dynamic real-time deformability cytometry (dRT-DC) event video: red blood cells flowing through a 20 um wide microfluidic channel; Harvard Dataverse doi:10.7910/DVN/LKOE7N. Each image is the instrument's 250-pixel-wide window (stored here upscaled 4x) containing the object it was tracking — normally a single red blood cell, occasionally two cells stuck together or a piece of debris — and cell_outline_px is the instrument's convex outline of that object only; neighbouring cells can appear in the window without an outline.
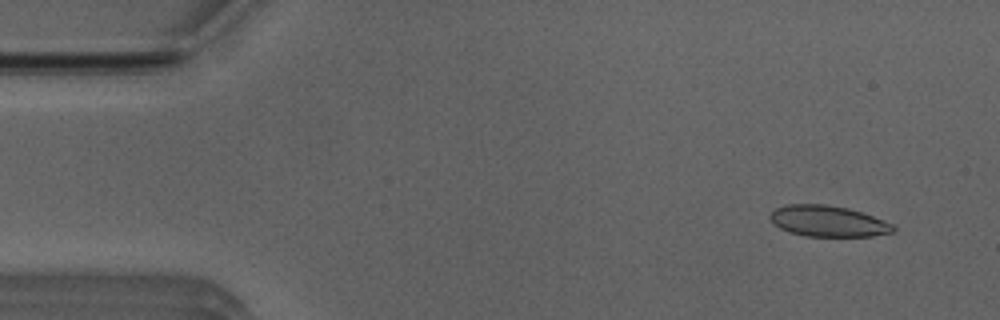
{"species": "Egyptian fruit bat (a non-hibernating species)", "species_latin": "Rousettus aegyptiacus", "temperature_condition": "room temperature", "stored_images_in_passage": 52, "camera_frame_rate_fps": 3000, "um_per_image_px": 0.085, "animal": {"sex": "male"}, "frame": {"image": 1, "passage_image": 4, "time_ms": 1.0, "image_size_px": [1000, 320], "cell_outline_px": [[896, 232], [872, 236], [804, 236], [788, 232], [772, 224], [768, 216], [776, 208], [788, 204], [828, 204], [848, 208], [896, 224]], "centroid_in_image_um": [70.39, 18.8], "position_along_channel_um": 14.6, "area_um2": 22.54}}
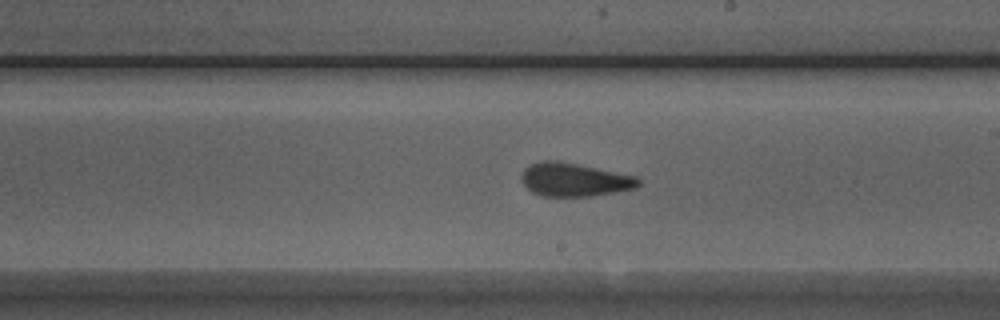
{"frame": {"image": 2, "passage_image": 29, "time_ms": 9.333, "image_size_px": [1000, 320], "cell_outline_px": [[640, 184], [636, 188], [592, 196], [544, 196], [532, 192], [520, 180], [520, 176], [524, 168], [532, 164], [544, 160], [556, 160], [636, 176], [640, 180]], "centroid_in_image_um": [48.8, 15.27], "position_along_channel_um": 240.2, "area_um2": 22.6}}
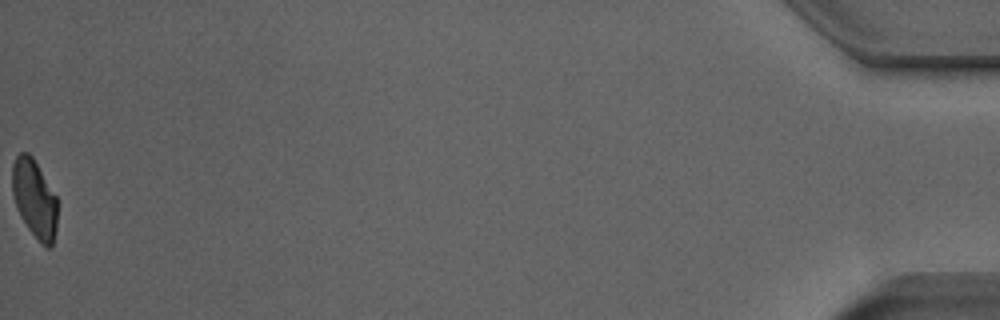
{"frame": {"image": 3, "passage_image": 52, "time_ms": 17.0, "image_size_px": [1000, 320], "cell_outline_px": [[56, 232], [52, 248], [48, 248], [40, 244], [28, 228], [20, 216], [16, 208], [12, 192], [12, 164], [16, 156], [20, 152], [28, 152], [32, 156], [56, 196]], "centroid_in_image_um": [2.92, 16.92], "position_along_channel_um": 432.3, "area_um2": 20.69}, "authors_computed_cell_mechanics": {"area_um2": 22.5998, "velocity_mm_per_s": 3.9323, "shape_relaxation_time_tau1_ms": 7.2654, "shape_relaxation_time_tau2_ms": 1.3268, "deformation_change_tau1": 0.177, "deformation_change_tau2": 0.0754}}